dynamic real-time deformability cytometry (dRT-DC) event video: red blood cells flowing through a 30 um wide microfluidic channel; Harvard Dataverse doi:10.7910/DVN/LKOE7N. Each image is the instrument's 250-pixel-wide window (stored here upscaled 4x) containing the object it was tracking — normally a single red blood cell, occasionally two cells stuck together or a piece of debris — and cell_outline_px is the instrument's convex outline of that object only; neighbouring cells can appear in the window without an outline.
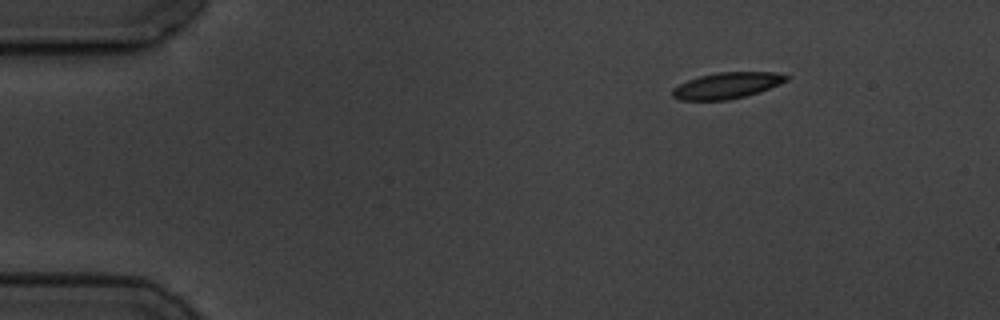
{"species": "common noctule bat (a hibernating species)", "species_latin": "Nyctalus noctula", "temperature_condition": "cold", "stored_images_in_passage": 7, "camera_frame_rate_fps": 3000, "um_per_image_px": 0.085, "animal": {"sex": "male", "body_mass_g": 19.5, "forearm_length_mm": 54.6}, "frame": {"image": 1, "passage_image": 1, "time_ms": 0.0, "image_size_px": [1000, 320], "cell_outline_px": [[792, 76], [788, 80], [760, 92], [728, 100], [680, 100], [672, 96], [672, 88], [688, 80], [700, 76], [716, 72], [776, 72]], "centroid_in_image_um": [61.81, 7.26], "position_along_channel_um": 23.2, "area_um2": 17.4}}
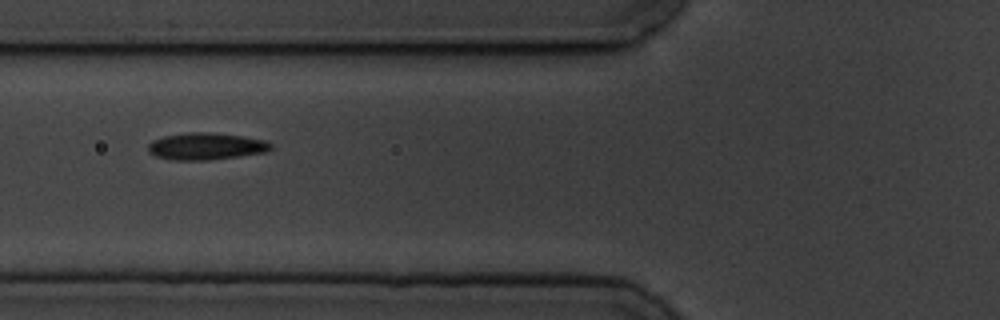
{"frame": {"image": 2, "passage_image": 5, "time_ms": 4.667, "image_size_px": [1000, 320], "cell_outline_px": [[272, 148], [264, 152], [208, 160], [172, 160], [156, 156], [148, 152], [148, 144], [152, 140], [164, 136], [188, 132], [208, 132], [244, 136], [264, 140], [272, 144]], "centroid_in_image_um": [17.47, 12.43], "position_along_channel_um": 108.3, "area_um2": 19.19}}
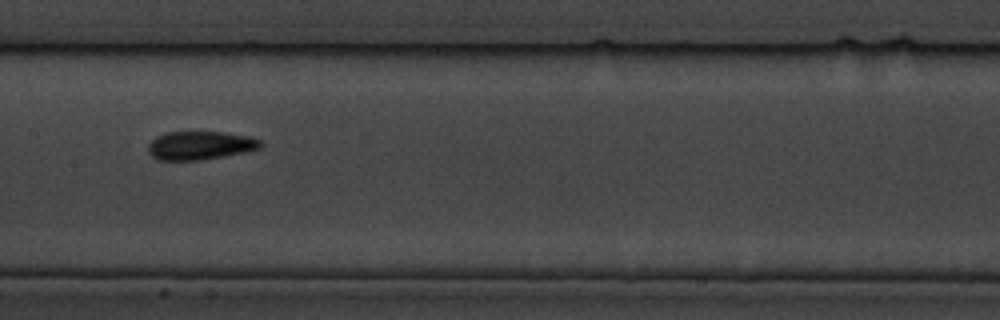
{"frame": {"image": 3, "passage_image": 7, "time_ms": 7.0, "image_size_px": [1000, 320], "cell_outline_px": [[264, 144], [260, 148], [248, 152], [200, 160], [156, 160], [148, 152], [148, 144], [156, 136], [168, 132], [224, 132], [248, 136], [264, 140]], "centroid_in_image_um": [17.05, 12.36], "position_along_channel_um": 190.3, "area_um2": 18.9}}